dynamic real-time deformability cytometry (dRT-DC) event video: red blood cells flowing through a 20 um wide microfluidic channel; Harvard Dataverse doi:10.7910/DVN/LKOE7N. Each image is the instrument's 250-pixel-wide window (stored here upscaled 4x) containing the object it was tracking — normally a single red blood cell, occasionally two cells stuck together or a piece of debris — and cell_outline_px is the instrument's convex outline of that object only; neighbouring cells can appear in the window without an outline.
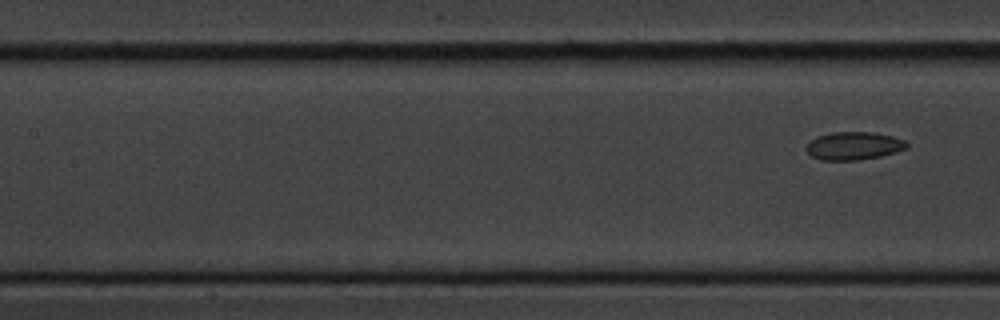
{"species": "common noctule bat (a hibernating species)", "species_latin": "Nyctalus noctula", "temperature_condition": "cold", "stored_images_in_passage": 8, "segment_of_instrument_passage": [2, 2], "camera_frame_rate_fps": 3000, "um_per_image_px": 0.085, "animal": {"sex": "male", "body_mass_g": 20.1, "forearm_length_mm": 53.5}, "frame": {"image": 1, "passage_image": 8, "time_ms": 14.333, "image_size_px": [1000, 320], "cell_outline_px": [[908, 148], [896, 152], [880, 156], [856, 160], [820, 160], [812, 156], [804, 148], [816, 136], [832, 132], [872, 132], [892, 136], [904, 140], [908, 144]], "centroid_in_image_um": [72.56, 12.39], "position_along_channel_um": 134.8, "area_um2": 16.36}}